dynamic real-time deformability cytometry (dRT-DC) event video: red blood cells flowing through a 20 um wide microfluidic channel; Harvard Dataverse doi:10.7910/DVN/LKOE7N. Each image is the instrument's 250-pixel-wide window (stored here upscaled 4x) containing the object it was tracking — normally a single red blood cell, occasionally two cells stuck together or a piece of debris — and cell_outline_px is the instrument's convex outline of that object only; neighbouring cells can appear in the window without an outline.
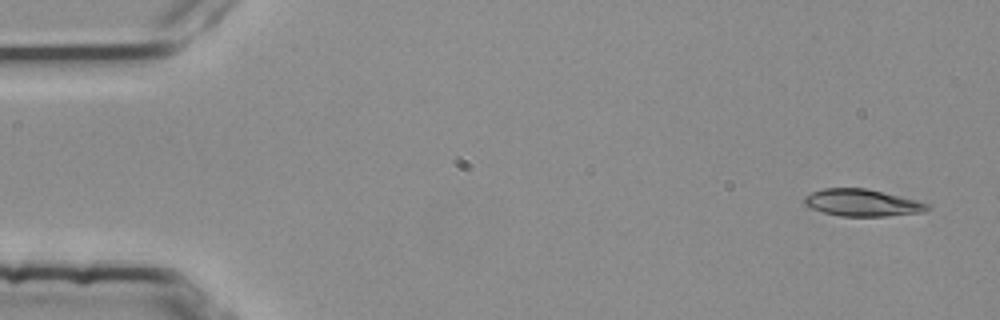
{"species": "common noctule bat (a hibernating species)", "species_latin": "Nyctalus noctula", "temperature_condition": "room temperature", "stored_images_in_passage": 4, "camera_frame_rate_fps": 3000, "um_per_image_px": 0.085, "animal": {"sex": "female", "body_mass_g": 25.1}, "frame": {"image": 1, "passage_image": 1, "time_ms": 0.0, "image_size_px": [1000, 320], "cell_outline_px": [[932, 208], [924, 212], [884, 216], [840, 216], [824, 212], [812, 208], [804, 204], [804, 196], [812, 192], [824, 188], [868, 188], [916, 200], [928, 204]], "centroid_in_image_um": [73.29, 17.23], "position_along_channel_um": 11.7, "area_um2": 19.31}}
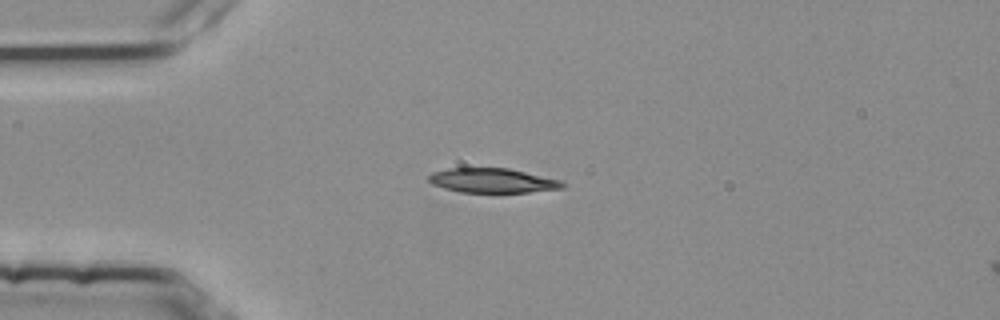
{"frame": {"image": 2, "passage_image": 4, "time_ms": 1.0, "image_size_px": [1000, 320], "cell_outline_px": [[564, 188], [528, 192], [460, 192], [444, 188], [432, 184], [428, 180], [428, 176], [432, 172], [448, 168], [508, 168], [560, 180], [564, 184]], "centroid_in_image_um": [41.82, 15.34], "position_along_channel_um": 43.2, "area_um2": 18.96}}